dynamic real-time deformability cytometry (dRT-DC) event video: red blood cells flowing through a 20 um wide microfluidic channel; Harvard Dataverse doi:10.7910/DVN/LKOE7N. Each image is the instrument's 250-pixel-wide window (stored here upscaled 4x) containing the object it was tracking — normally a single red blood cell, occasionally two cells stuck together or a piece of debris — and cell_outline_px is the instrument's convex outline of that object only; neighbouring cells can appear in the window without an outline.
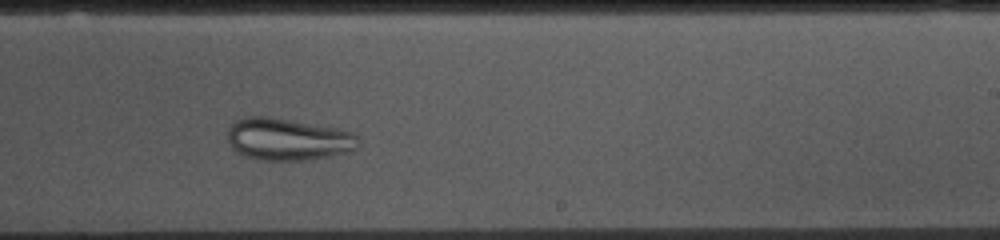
{"species": "common noctule bat (a hibernating species)", "species_latin": "Nyctalus noctula", "temperature_condition": "cold", "stored_images_in_passage": 41, "camera_frame_rate_fps": 3000, "um_per_image_px": 0.085, "animal": {"sex": "female", "body_mass_g": 10.0, "forearm_length_mm": 53.1}, "frame": {"image": 1, "passage_image": 28, "time_ms": 9.0, "image_size_px": [1000, 240], "cell_outline_px": [[360, 144], [356, 148], [344, 152], [328, 156], [304, 160], [260, 160], [244, 156], [236, 152], [232, 148], [228, 140], [228, 128], [236, 120], [244, 116], [268, 116], [336, 128], [356, 132], [360, 136]], "centroid_in_image_um": [24.47, 11.83], "position_along_channel_um": 264.5, "area_um2": 32.25}}
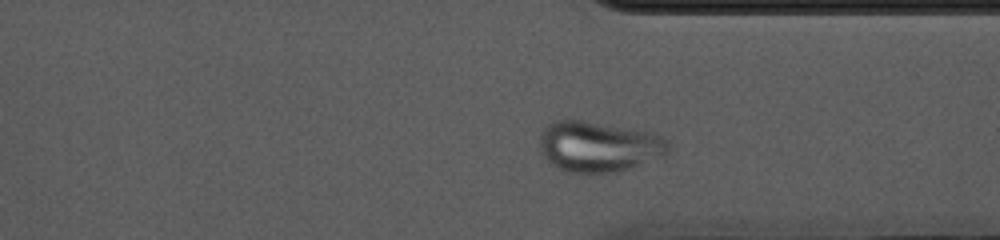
{"frame": {"image": 2, "passage_image": 36, "time_ms": 11.667, "image_size_px": [1000, 240], "cell_outline_px": [[668, 148], [660, 156], [620, 172], [568, 172], [552, 164], [540, 152], [540, 132], [548, 124], [556, 120], [584, 120], [656, 132], [664, 136], [668, 140]], "centroid_in_image_um": [50.88, 12.42], "position_along_channel_um": 360.5, "area_um2": 37.92}}